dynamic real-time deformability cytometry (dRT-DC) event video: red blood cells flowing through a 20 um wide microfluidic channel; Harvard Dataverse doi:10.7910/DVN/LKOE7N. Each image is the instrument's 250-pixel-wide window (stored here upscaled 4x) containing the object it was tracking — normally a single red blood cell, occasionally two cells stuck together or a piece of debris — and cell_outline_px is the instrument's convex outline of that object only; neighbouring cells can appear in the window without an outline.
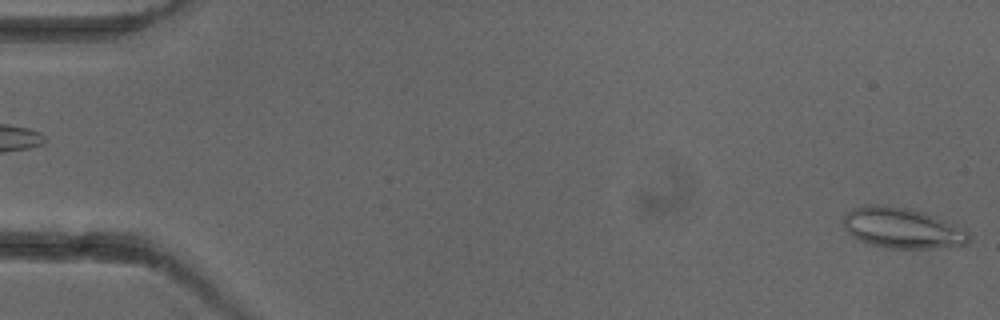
{"species": "common noctule bat (a hibernating species)", "species_latin": "Nyctalus noctula", "temperature_condition": "cold", "stored_images_in_passage": 5, "camera_frame_rate_fps": 3000, "um_per_image_px": 0.085, "animal": {"sex": "female"}, "frame": {"image": 1, "passage_image": 5, "time_ms": 5.0, "image_size_px": [1000, 320], "cell_outline_px": [[972, 240], [968, 244], [940, 248], [892, 248], [872, 244], [860, 240], [852, 236], [844, 228], [840, 220], [852, 208], [868, 204], [884, 204], [904, 208], [920, 212], [932, 216], [964, 228], [968, 232]], "centroid_in_image_um": [76.67, 19.38], "position_along_channel_um": 8.3, "area_um2": 29.59}}